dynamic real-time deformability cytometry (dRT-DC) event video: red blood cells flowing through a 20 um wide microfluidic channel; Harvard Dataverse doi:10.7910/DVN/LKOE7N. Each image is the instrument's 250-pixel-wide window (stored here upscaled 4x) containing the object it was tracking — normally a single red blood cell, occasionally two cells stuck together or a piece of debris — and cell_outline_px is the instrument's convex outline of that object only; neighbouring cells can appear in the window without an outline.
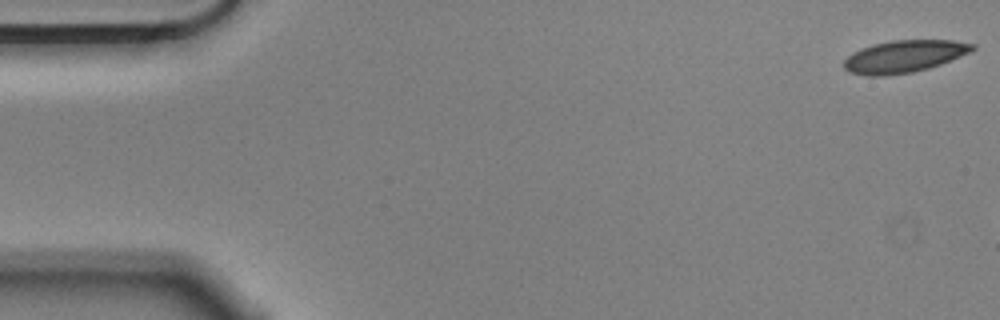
{"species": "Egyptian fruit bat (a non-hibernating species)", "species_latin": "Rousettus aegyptiacus", "temperature_condition": "cold", "stored_images_in_passage": 7, "camera_frame_rate_fps": 3000, "um_per_image_px": 0.085, "animal": {"sex": "male"}, "frame": {"image": 1, "passage_image": 1, "time_ms": 0.0, "image_size_px": [1000, 320], "cell_outline_px": [[976, 48], [960, 56], [940, 64], [928, 68], [912, 72], [884, 76], [868, 76], [848, 72], [844, 68], [844, 60], [852, 52], [860, 48], [872, 44], [892, 40], [952, 40], [976, 44]], "centroid_in_image_um": [76.81, 4.79], "position_along_channel_um": 8.2, "area_um2": 24.16}}